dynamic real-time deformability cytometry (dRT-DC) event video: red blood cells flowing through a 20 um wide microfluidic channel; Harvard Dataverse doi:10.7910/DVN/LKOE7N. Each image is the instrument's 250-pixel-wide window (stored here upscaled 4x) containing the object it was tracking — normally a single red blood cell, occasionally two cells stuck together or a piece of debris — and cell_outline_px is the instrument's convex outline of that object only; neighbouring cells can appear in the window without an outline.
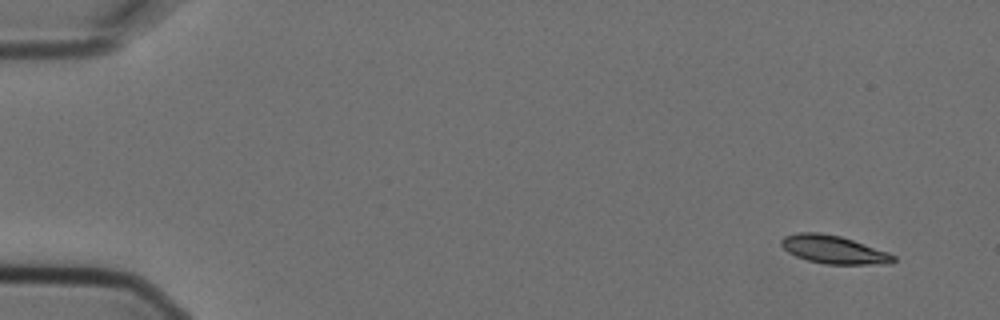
{"species": "Egyptian fruit bat (a non-hibernating species)", "species_latin": "Rousettus aegyptiacus", "temperature_condition": "cold", "stored_images_in_passage": 5, "camera_frame_rate_fps": 3000, "um_per_image_px": 0.085, "animal": {"sex": "female"}, "frame": {"image": 1, "passage_image": 1, "time_ms": 0.0, "image_size_px": [1000, 320], "cell_outline_px": [[896, 260], [892, 264], [824, 264], [808, 260], [796, 256], [788, 252], [780, 244], [780, 240], [784, 236], [796, 232], [820, 232], [840, 236], [888, 252], [896, 256]], "centroid_in_image_um": [70.86, 21.21], "position_along_channel_um": 14.1, "area_um2": 18.44}}